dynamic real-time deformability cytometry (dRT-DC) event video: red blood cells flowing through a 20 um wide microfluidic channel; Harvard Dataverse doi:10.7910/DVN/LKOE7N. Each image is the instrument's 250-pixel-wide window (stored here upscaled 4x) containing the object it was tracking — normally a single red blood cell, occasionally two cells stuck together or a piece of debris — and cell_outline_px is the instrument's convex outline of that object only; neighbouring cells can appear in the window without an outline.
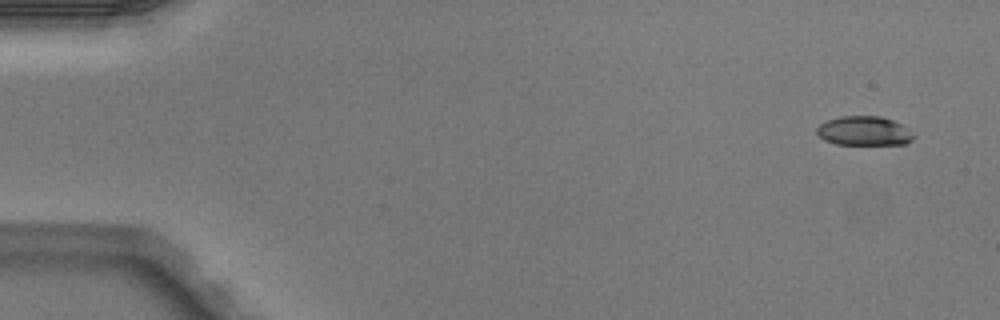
{"species": "Egyptian fruit bat (a non-hibernating species)", "species_latin": "Rousettus aegyptiacus", "temperature_condition": "warm", "stored_images_in_passage": 49, "camera_frame_rate_fps": 3000, "um_per_image_px": 0.085, "animal": {"sex": "male"}, "frame": {"image": 1, "passage_image": 1, "time_ms": 0.0, "image_size_px": [1000, 320], "cell_outline_px": [[916, 136], [912, 140], [904, 144], [836, 144], [824, 140], [816, 132], [816, 128], [820, 124], [828, 120], [840, 116], [880, 116], [904, 124]], "centroid_in_image_um": [73.48, 11.12], "position_along_channel_um": 11.5, "area_um2": 16.59}}
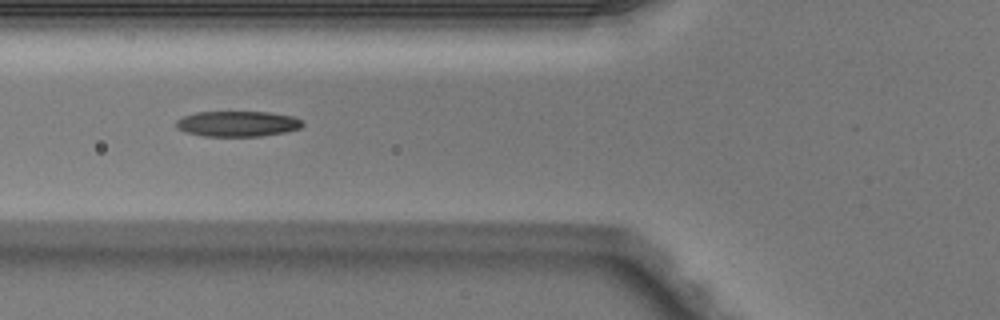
{"frame": {"image": 2, "passage_image": 18, "time_ms": 5.667, "image_size_px": [1000, 320], "cell_outline_px": [[304, 124], [300, 128], [284, 132], [260, 136], [204, 136], [184, 132], [176, 128], [176, 120], [184, 116], [196, 112], [272, 112], [292, 116], [300, 120]], "centroid_in_image_um": [20.16, 10.52], "position_along_channel_um": 105.6, "area_um2": 18.79}}
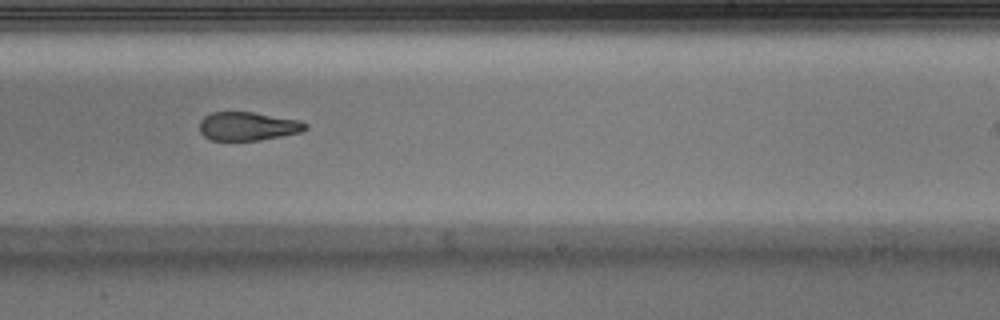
{"frame": {"image": 3, "passage_image": 30, "time_ms": 9.667, "image_size_px": [1000, 320], "cell_outline_px": [[308, 128], [300, 132], [260, 140], [212, 140], [204, 136], [200, 132], [200, 120], [204, 116], [212, 112], [252, 112], [300, 120], [308, 124]], "centroid_in_image_um": [21.07, 10.72], "position_along_channel_um": 267.9, "area_um2": 17.57}, "authors_computed_cell_mechanics": {"area_um2": 19.3052, "velocity_mm_per_s": 4.0603, "shape_relaxation_time_tau1_ms": 7.2566, "shape_relaxation_time_tau2_ms": 2.9637, "deformation_change_tau1": 0.224, "deformation_change_tau2": 0.1201}}